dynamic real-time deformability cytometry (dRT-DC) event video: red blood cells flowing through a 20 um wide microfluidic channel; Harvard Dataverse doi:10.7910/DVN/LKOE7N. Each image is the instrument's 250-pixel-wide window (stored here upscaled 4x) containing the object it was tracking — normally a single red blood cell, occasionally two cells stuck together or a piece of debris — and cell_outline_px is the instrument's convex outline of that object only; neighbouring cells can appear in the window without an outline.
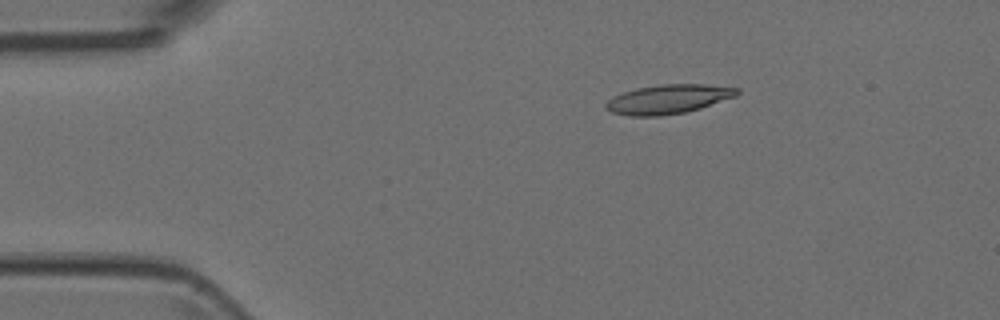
{"species": "Egyptian fruit bat (a non-hibernating species)", "species_latin": "Rousettus aegyptiacus", "temperature_condition": "room temperature", "stored_images_in_passage": 5, "camera_frame_rate_fps": 3000, "um_per_image_px": 0.085, "animal": {"sex": "female"}, "frame": {"image": 1, "passage_image": 2, "time_ms": 0.333, "image_size_px": [1000, 320], "cell_outline_px": [[740, 92], [736, 96], [700, 108], [684, 112], [660, 116], [628, 116], [612, 112], [604, 108], [604, 104], [612, 96], [636, 88], [660, 84], [704, 84], [740, 88]], "centroid_in_image_um": [56.78, 8.42], "position_along_channel_um": 28.2, "area_um2": 22.37}}
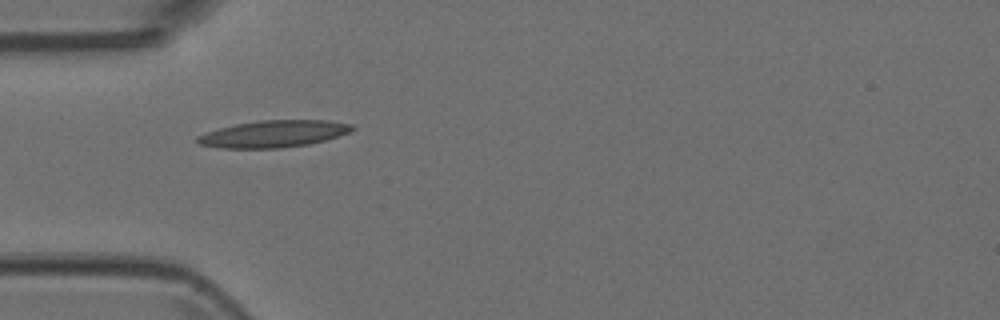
{"frame": {"image": 2, "passage_image": 4, "time_ms": 1.0, "image_size_px": [1000, 320], "cell_outline_px": [[356, 128], [348, 132], [324, 140], [308, 144], [280, 148], [220, 148], [200, 144], [196, 140], [196, 136], [204, 132], [236, 124], [260, 120], [328, 120], [352, 124]], "centroid_in_image_um": [23.23, 11.37], "position_along_channel_um": 61.8, "area_um2": 24.16}}
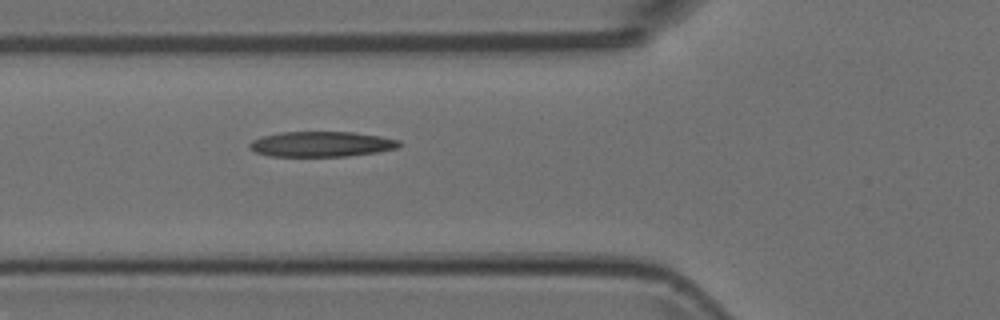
{"frame": {"image": 3, "passage_image": 5, "time_ms": 1.333, "image_size_px": [1000, 320], "cell_outline_px": [[400, 148], [376, 152], [348, 156], [268, 156], [256, 152], [248, 144], [252, 140], [264, 136], [280, 132], [352, 132], [380, 136], [400, 140]], "centroid_in_image_um": [27.35, 12.25], "position_along_channel_um": 98.4, "area_um2": 21.96}}